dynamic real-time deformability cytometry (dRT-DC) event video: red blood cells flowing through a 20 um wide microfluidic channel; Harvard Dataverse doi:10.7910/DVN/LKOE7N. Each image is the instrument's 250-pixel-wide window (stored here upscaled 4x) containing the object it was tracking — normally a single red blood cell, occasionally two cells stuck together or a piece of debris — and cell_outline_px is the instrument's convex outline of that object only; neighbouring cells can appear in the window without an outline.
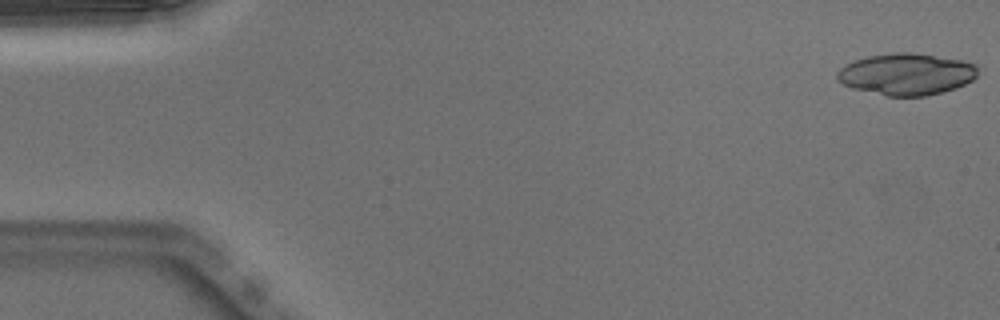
{"species": "Egyptian fruit bat (a non-hibernating species)", "species_latin": "Rousettus aegyptiacus", "temperature_condition": "warm", "stored_images_in_passage": 17, "camera_frame_rate_fps": 3000, "um_per_image_px": 0.085, "animal": {"sex": "male"}, "frame": {"image": 1, "passage_image": 1, "time_ms": 0.0, "image_size_px": [1000, 320], "cell_outline_px": [[976, 76], [972, 80], [956, 88], [924, 96], [888, 96], [852, 88], [836, 80], [836, 72], [844, 64], [868, 56], [892, 52], [912, 52], [960, 60], [976, 64]], "centroid_in_image_um": [77.0, 6.3], "position_along_channel_um": 8.0, "area_um2": 34.04}}